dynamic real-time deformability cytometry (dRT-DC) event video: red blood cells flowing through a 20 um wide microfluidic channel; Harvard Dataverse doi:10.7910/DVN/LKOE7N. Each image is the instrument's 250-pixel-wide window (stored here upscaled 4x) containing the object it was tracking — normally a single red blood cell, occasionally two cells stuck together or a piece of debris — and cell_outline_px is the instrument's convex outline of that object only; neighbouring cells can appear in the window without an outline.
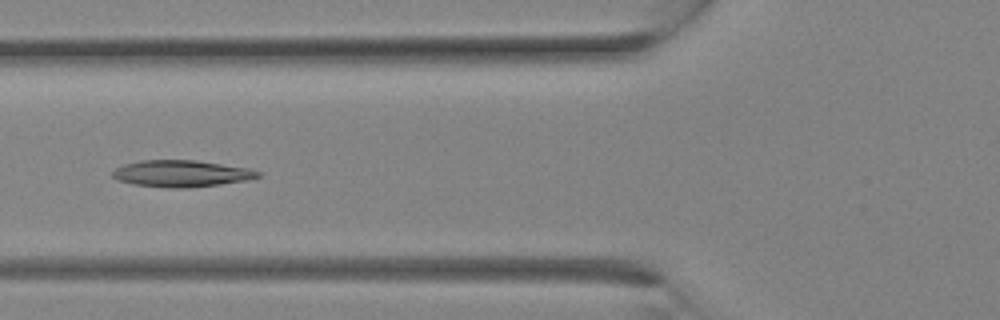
{"species": "Egyptian fruit bat (a non-hibernating species)", "species_latin": "Rousettus aegyptiacus", "temperature_condition": "room temperature", "stored_images_in_passage": 13, "camera_frame_rate_fps": 3000, "um_per_image_px": 0.085, "animal": {"sex": "female"}, "frame": {"image": 1, "passage_image": 10, "time_ms": 3.0, "image_size_px": [1000, 320], "cell_outline_px": [[260, 176], [248, 180], [220, 184], [188, 188], [168, 188], [132, 184], [120, 180], [112, 176], [112, 172], [116, 168], [124, 164], [140, 160], [196, 160], [248, 168], [260, 172]], "centroid_in_image_um": [15.41, 14.75], "position_along_channel_um": 110.4, "area_um2": 22.54}}
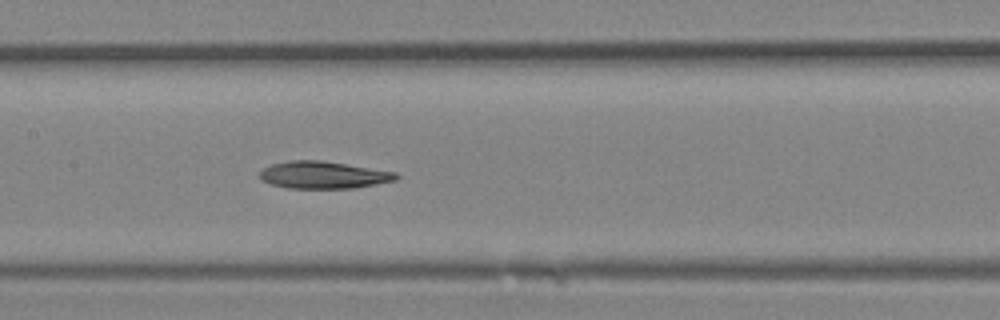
{"frame": {"image": 2, "passage_image": 13, "time_ms": 4.0, "image_size_px": [1000, 320], "cell_outline_px": [[400, 176], [396, 180], [376, 184], [352, 188], [288, 188], [272, 184], [260, 180], [260, 172], [264, 168], [272, 164], [288, 160], [320, 160], [396, 172]], "centroid_in_image_um": [27.48, 14.87], "position_along_channel_um": 179.9, "area_um2": 21.5}}